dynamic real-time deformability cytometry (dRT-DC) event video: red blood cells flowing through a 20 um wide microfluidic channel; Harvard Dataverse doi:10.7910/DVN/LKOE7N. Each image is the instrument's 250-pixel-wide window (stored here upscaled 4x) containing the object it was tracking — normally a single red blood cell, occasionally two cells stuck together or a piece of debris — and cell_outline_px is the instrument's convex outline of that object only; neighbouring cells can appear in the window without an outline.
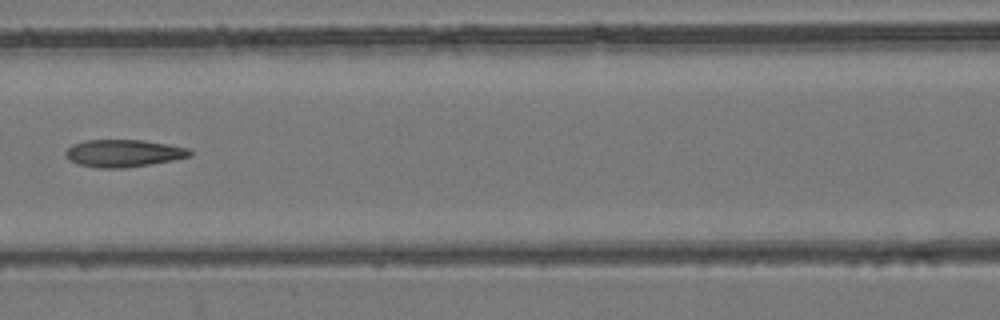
{"species": "common noctule bat (a hibernating species)", "species_latin": "Nyctalus noctula", "temperature_condition": "room temperature", "stored_images_in_passage": 8, "camera_frame_rate_fps": 3000, "um_per_image_px": 0.085, "animal": {"sex": "female", "body_mass_g": 24.6, "forearm_length_mm": 56.2}, "frame": {"image": 1, "passage_image": 8, "time_ms": 2.333, "image_size_px": [1000, 320], "cell_outline_px": [[192, 156], [152, 164], [124, 168], [96, 168], [76, 164], [68, 160], [64, 152], [72, 144], [84, 140], [140, 140], [168, 144], [188, 148], [192, 152]], "centroid_in_image_um": [10.46, 13.03], "position_along_channel_um": 156.1, "area_um2": 20.0}}